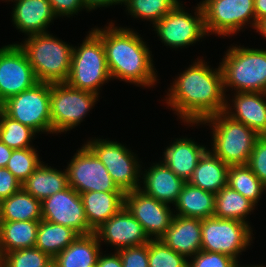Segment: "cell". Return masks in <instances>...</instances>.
Masks as SVG:
<instances>
[{"label":"cell","instance_id":"obj_31","mask_svg":"<svg viewBox=\"0 0 266 267\" xmlns=\"http://www.w3.org/2000/svg\"><path fill=\"white\" fill-rule=\"evenodd\" d=\"M255 206L248 198L226 185L215 194L213 216L221 219H233L250 225L246 217L254 212Z\"/></svg>","mask_w":266,"mask_h":267},{"label":"cell","instance_id":"obj_20","mask_svg":"<svg viewBox=\"0 0 266 267\" xmlns=\"http://www.w3.org/2000/svg\"><path fill=\"white\" fill-rule=\"evenodd\" d=\"M12 7V23L26 36L48 32V26L56 19L48 0H19Z\"/></svg>","mask_w":266,"mask_h":267},{"label":"cell","instance_id":"obj_47","mask_svg":"<svg viewBox=\"0 0 266 267\" xmlns=\"http://www.w3.org/2000/svg\"><path fill=\"white\" fill-rule=\"evenodd\" d=\"M255 30H256V33L259 32V34L262 35L263 37H265V39H266V18L263 20H260L257 23Z\"/></svg>","mask_w":266,"mask_h":267},{"label":"cell","instance_id":"obj_50","mask_svg":"<svg viewBox=\"0 0 266 267\" xmlns=\"http://www.w3.org/2000/svg\"><path fill=\"white\" fill-rule=\"evenodd\" d=\"M45 267H57L56 263L54 260H52L48 265H46Z\"/></svg>","mask_w":266,"mask_h":267},{"label":"cell","instance_id":"obj_30","mask_svg":"<svg viewBox=\"0 0 266 267\" xmlns=\"http://www.w3.org/2000/svg\"><path fill=\"white\" fill-rule=\"evenodd\" d=\"M78 236L79 234L70 227L41 219L35 247L54 259Z\"/></svg>","mask_w":266,"mask_h":267},{"label":"cell","instance_id":"obj_9","mask_svg":"<svg viewBox=\"0 0 266 267\" xmlns=\"http://www.w3.org/2000/svg\"><path fill=\"white\" fill-rule=\"evenodd\" d=\"M251 227L248 223L233 219L214 216L202 219L201 250L222 253L239 262V255L253 243Z\"/></svg>","mask_w":266,"mask_h":267},{"label":"cell","instance_id":"obj_28","mask_svg":"<svg viewBox=\"0 0 266 267\" xmlns=\"http://www.w3.org/2000/svg\"><path fill=\"white\" fill-rule=\"evenodd\" d=\"M40 221H0V258L11 251L35 247Z\"/></svg>","mask_w":266,"mask_h":267},{"label":"cell","instance_id":"obj_51","mask_svg":"<svg viewBox=\"0 0 266 267\" xmlns=\"http://www.w3.org/2000/svg\"><path fill=\"white\" fill-rule=\"evenodd\" d=\"M2 1H5V2H9V1H11V2H13V4L15 3V2H17V1H19V0H2Z\"/></svg>","mask_w":266,"mask_h":267},{"label":"cell","instance_id":"obj_5","mask_svg":"<svg viewBox=\"0 0 266 267\" xmlns=\"http://www.w3.org/2000/svg\"><path fill=\"white\" fill-rule=\"evenodd\" d=\"M199 124L208 125L212 130V147L209 150L214 155L228 166L247 165L259 137L255 131L233 120L224 112L217 113Z\"/></svg>","mask_w":266,"mask_h":267},{"label":"cell","instance_id":"obj_23","mask_svg":"<svg viewBox=\"0 0 266 267\" xmlns=\"http://www.w3.org/2000/svg\"><path fill=\"white\" fill-rule=\"evenodd\" d=\"M124 192L89 191L80 194L89 227L95 231L124 206Z\"/></svg>","mask_w":266,"mask_h":267},{"label":"cell","instance_id":"obj_46","mask_svg":"<svg viewBox=\"0 0 266 267\" xmlns=\"http://www.w3.org/2000/svg\"><path fill=\"white\" fill-rule=\"evenodd\" d=\"M13 149L9 148L0 140V168H5L9 161Z\"/></svg>","mask_w":266,"mask_h":267},{"label":"cell","instance_id":"obj_29","mask_svg":"<svg viewBox=\"0 0 266 267\" xmlns=\"http://www.w3.org/2000/svg\"><path fill=\"white\" fill-rule=\"evenodd\" d=\"M41 201L23 188L1 201V221H40Z\"/></svg>","mask_w":266,"mask_h":267},{"label":"cell","instance_id":"obj_44","mask_svg":"<svg viewBox=\"0 0 266 267\" xmlns=\"http://www.w3.org/2000/svg\"><path fill=\"white\" fill-rule=\"evenodd\" d=\"M82 3L88 12L100 7L106 8L116 5L112 0H82Z\"/></svg>","mask_w":266,"mask_h":267},{"label":"cell","instance_id":"obj_22","mask_svg":"<svg viewBox=\"0 0 266 267\" xmlns=\"http://www.w3.org/2000/svg\"><path fill=\"white\" fill-rule=\"evenodd\" d=\"M170 143L164 148L163 159L160 162L170 168L178 177L188 182L208 147L206 148L205 144L200 145L194 139L183 136L182 138H175Z\"/></svg>","mask_w":266,"mask_h":267},{"label":"cell","instance_id":"obj_17","mask_svg":"<svg viewBox=\"0 0 266 267\" xmlns=\"http://www.w3.org/2000/svg\"><path fill=\"white\" fill-rule=\"evenodd\" d=\"M94 233L100 244L104 242L106 245L113 246L116 252L123 248L147 244L150 241L142 225L125 206L97 228Z\"/></svg>","mask_w":266,"mask_h":267},{"label":"cell","instance_id":"obj_26","mask_svg":"<svg viewBox=\"0 0 266 267\" xmlns=\"http://www.w3.org/2000/svg\"><path fill=\"white\" fill-rule=\"evenodd\" d=\"M228 168L227 164L208 149L201 157L188 182L216 194L227 185Z\"/></svg>","mask_w":266,"mask_h":267},{"label":"cell","instance_id":"obj_36","mask_svg":"<svg viewBox=\"0 0 266 267\" xmlns=\"http://www.w3.org/2000/svg\"><path fill=\"white\" fill-rule=\"evenodd\" d=\"M53 259L36 247L23 248L4 254L0 267H45Z\"/></svg>","mask_w":266,"mask_h":267},{"label":"cell","instance_id":"obj_8","mask_svg":"<svg viewBox=\"0 0 266 267\" xmlns=\"http://www.w3.org/2000/svg\"><path fill=\"white\" fill-rule=\"evenodd\" d=\"M84 144L103 163L119 189L124 193L140 189L143 167L136 153L118 141L96 137Z\"/></svg>","mask_w":266,"mask_h":267},{"label":"cell","instance_id":"obj_2","mask_svg":"<svg viewBox=\"0 0 266 267\" xmlns=\"http://www.w3.org/2000/svg\"><path fill=\"white\" fill-rule=\"evenodd\" d=\"M108 26L92 28L104 45L107 67L111 79L148 88L158 83L152 51L143 36L133 28L117 27L109 22ZM156 70V71H155Z\"/></svg>","mask_w":266,"mask_h":267},{"label":"cell","instance_id":"obj_21","mask_svg":"<svg viewBox=\"0 0 266 267\" xmlns=\"http://www.w3.org/2000/svg\"><path fill=\"white\" fill-rule=\"evenodd\" d=\"M202 219L174 215L160 240L175 252L188 258L201 250Z\"/></svg>","mask_w":266,"mask_h":267},{"label":"cell","instance_id":"obj_37","mask_svg":"<svg viewBox=\"0 0 266 267\" xmlns=\"http://www.w3.org/2000/svg\"><path fill=\"white\" fill-rule=\"evenodd\" d=\"M149 267H188V259L166 246L160 239L148 242Z\"/></svg>","mask_w":266,"mask_h":267},{"label":"cell","instance_id":"obj_53","mask_svg":"<svg viewBox=\"0 0 266 267\" xmlns=\"http://www.w3.org/2000/svg\"><path fill=\"white\" fill-rule=\"evenodd\" d=\"M1 111H2V106H1V104H0V115H1Z\"/></svg>","mask_w":266,"mask_h":267},{"label":"cell","instance_id":"obj_45","mask_svg":"<svg viewBox=\"0 0 266 267\" xmlns=\"http://www.w3.org/2000/svg\"><path fill=\"white\" fill-rule=\"evenodd\" d=\"M256 26L260 20L266 18V0H254Z\"/></svg>","mask_w":266,"mask_h":267},{"label":"cell","instance_id":"obj_38","mask_svg":"<svg viewBox=\"0 0 266 267\" xmlns=\"http://www.w3.org/2000/svg\"><path fill=\"white\" fill-rule=\"evenodd\" d=\"M237 261L225 254L200 250L188 261V267H233Z\"/></svg>","mask_w":266,"mask_h":267},{"label":"cell","instance_id":"obj_3","mask_svg":"<svg viewBox=\"0 0 266 267\" xmlns=\"http://www.w3.org/2000/svg\"><path fill=\"white\" fill-rule=\"evenodd\" d=\"M19 46L24 50L38 82L63 83L69 76L73 46L50 34L28 36Z\"/></svg>","mask_w":266,"mask_h":267},{"label":"cell","instance_id":"obj_15","mask_svg":"<svg viewBox=\"0 0 266 267\" xmlns=\"http://www.w3.org/2000/svg\"><path fill=\"white\" fill-rule=\"evenodd\" d=\"M124 206L142 225L150 240L160 239L174 216L171 205L156 200L140 189L124 194Z\"/></svg>","mask_w":266,"mask_h":267},{"label":"cell","instance_id":"obj_11","mask_svg":"<svg viewBox=\"0 0 266 267\" xmlns=\"http://www.w3.org/2000/svg\"><path fill=\"white\" fill-rule=\"evenodd\" d=\"M199 3L208 36L215 34L226 38L237 35L248 24L256 29L254 0H202Z\"/></svg>","mask_w":266,"mask_h":267},{"label":"cell","instance_id":"obj_34","mask_svg":"<svg viewBox=\"0 0 266 267\" xmlns=\"http://www.w3.org/2000/svg\"><path fill=\"white\" fill-rule=\"evenodd\" d=\"M180 0H128L126 7L131 18L146 20L152 26L170 12Z\"/></svg>","mask_w":266,"mask_h":267},{"label":"cell","instance_id":"obj_24","mask_svg":"<svg viewBox=\"0 0 266 267\" xmlns=\"http://www.w3.org/2000/svg\"><path fill=\"white\" fill-rule=\"evenodd\" d=\"M101 245L95 233L79 235L53 260L57 267H96Z\"/></svg>","mask_w":266,"mask_h":267},{"label":"cell","instance_id":"obj_40","mask_svg":"<svg viewBox=\"0 0 266 267\" xmlns=\"http://www.w3.org/2000/svg\"><path fill=\"white\" fill-rule=\"evenodd\" d=\"M123 267H149L148 243L123 248L117 251Z\"/></svg>","mask_w":266,"mask_h":267},{"label":"cell","instance_id":"obj_13","mask_svg":"<svg viewBox=\"0 0 266 267\" xmlns=\"http://www.w3.org/2000/svg\"><path fill=\"white\" fill-rule=\"evenodd\" d=\"M66 173L68 185L79 194L89 191L123 192L114 183L103 163L85 144L78 148L67 163Z\"/></svg>","mask_w":266,"mask_h":267},{"label":"cell","instance_id":"obj_25","mask_svg":"<svg viewBox=\"0 0 266 267\" xmlns=\"http://www.w3.org/2000/svg\"><path fill=\"white\" fill-rule=\"evenodd\" d=\"M64 171L51 167L48 164H41L22 183V188L41 202L51 195L66 189L68 178L66 169Z\"/></svg>","mask_w":266,"mask_h":267},{"label":"cell","instance_id":"obj_49","mask_svg":"<svg viewBox=\"0 0 266 267\" xmlns=\"http://www.w3.org/2000/svg\"><path fill=\"white\" fill-rule=\"evenodd\" d=\"M116 5H123L125 4L128 0H112Z\"/></svg>","mask_w":266,"mask_h":267},{"label":"cell","instance_id":"obj_35","mask_svg":"<svg viewBox=\"0 0 266 267\" xmlns=\"http://www.w3.org/2000/svg\"><path fill=\"white\" fill-rule=\"evenodd\" d=\"M39 151L35 148L15 149L7 162V168L21 184L35 171L41 164Z\"/></svg>","mask_w":266,"mask_h":267},{"label":"cell","instance_id":"obj_48","mask_svg":"<svg viewBox=\"0 0 266 267\" xmlns=\"http://www.w3.org/2000/svg\"><path fill=\"white\" fill-rule=\"evenodd\" d=\"M238 263H239V264H238ZM233 267H266V266H264V265H262V264H261V265H260V264H259V265H251V266H250V265H246V266L243 265V266H241V265H240V261H239V262H236L235 265H234Z\"/></svg>","mask_w":266,"mask_h":267},{"label":"cell","instance_id":"obj_1","mask_svg":"<svg viewBox=\"0 0 266 267\" xmlns=\"http://www.w3.org/2000/svg\"><path fill=\"white\" fill-rule=\"evenodd\" d=\"M211 66L197 58L174 78L164 98L167 107L187 125L200 126L203 120L224 112L226 98L223 73L220 67Z\"/></svg>","mask_w":266,"mask_h":267},{"label":"cell","instance_id":"obj_18","mask_svg":"<svg viewBox=\"0 0 266 267\" xmlns=\"http://www.w3.org/2000/svg\"><path fill=\"white\" fill-rule=\"evenodd\" d=\"M233 95L232 100L226 98L224 113L248 126L259 136L266 135V93L236 92Z\"/></svg>","mask_w":266,"mask_h":267},{"label":"cell","instance_id":"obj_27","mask_svg":"<svg viewBox=\"0 0 266 267\" xmlns=\"http://www.w3.org/2000/svg\"><path fill=\"white\" fill-rule=\"evenodd\" d=\"M214 205L215 194L186 182L173 205L176 209L173 211L177 216L205 219L213 217Z\"/></svg>","mask_w":266,"mask_h":267},{"label":"cell","instance_id":"obj_4","mask_svg":"<svg viewBox=\"0 0 266 267\" xmlns=\"http://www.w3.org/2000/svg\"><path fill=\"white\" fill-rule=\"evenodd\" d=\"M221 60L219 64L223 73L225 93L231 89H234V93H266L265 49L232 45Z\"/></svg>","mask_w":266,"mask_h":267},{"label":"cell","instance_id":"obj_16","mask_svg":"<svg viewBox=\"0 0 266 267\" xmlns=\"http://www.w3.org/2000/svg\"><path fill=\"white\" fill-rule=\"evenodd\" d=\"M41 209L45 221L70 227L79 235L94 233L88 225L80 194L70 186L44 199Z\"/></svg>","mask_w":266,"mask_h":267},{"label":"cell","instance_id":"obj_52","mask_svg":"<svg viewBox=\"0 0 266 267\" xmlns=\"http://www.w3.org/2000/svg\"><path fill=\"white\" fill-rule=\"evenodd\" d=\"M0 221H1V201H0Z\"/></svg>","mask_w":266,"mask_h":267},{"label":"cell","instance_id":"obj_32","mask_svg":"<svg viewBox=\"0 0 266 267\" xmlns=\"http://www.w3.org/2000/svg\"><path fill=\"white\" fill-rule=\"evenodd\" d=\"M227 185L252 201L256 206L266 193V186L247 165L229 166Z\"/></svg>","mask_w":266,"mask_h":267},{"label":"cell","instance_id":"obj_10","mask_svg":"<svg viewBox=\"0 0 266 267\" xmlns=\"http://www.w3.org/2000/svg\"><path fill=\"white\" fill-rule=\"evenodd\" d=\"M2 111L37 134H52L50 116V83L38 82L32 88L8 98Z\"/></svg>","mask_w":266,"mask_h":267},{"label":"cell","instance_id":"obj_42","mask_svg":"<svg viewBox=\"0 0 266 267\" xmlns=\"http://www.w3.org/2000/svg\"><path fill=\"white\" fill-rule=\"evenodd\" d=\"M21 188V182L7 168H0V201L9 198Z\"/></svg>","mask_w":266,"mask_h":267},{"label":"cell","instance_id":"obj_41","mask_svg":"<svg viewBox=\"0 0 266 267\" xmlns=\"http://www.w3.org/2000/svg\"><path fill=\"white\" fill-rule=\"evenodd\" d=\"M51 4L52 10L58 17H68L74 16L80 11L86 9L82 3V0H48Z\"/></svg>","mask_w":266,"mask_h":267},{"label":"cell","instance_id":"obj_33","mask_svg":"<svg viewBox=\"0 0 266 267\" xmlns=\"http://www.w3.org/2000/svg\"><path fill=\"white\" fill-rule=\"evenodd\" d=\"M35 135L37 136V133L30 127L13 120L1 111L0 140L9 148L15 150L34 147L31 143L35 140Z\"/></svg>","mask_w":266,"mask_h":267},{"label":"cell","instance_id":"obj_39","mask_svg":"<svg viewBox=\"0 0 266 267\" xmlns=\"http://www.w3.org/2000/svg\"><path fill=\"white\" fill-rule=\"evenodd\" d=\"M247 166L266 186V135L257 138Z\"/></svg>","mask_w":266,"mask_h":267},{"label":"cell","instance_id":"obj_19","mask_svg":"<svg viewBox=\"0 0 266 267\" xmlns=\"http://www.w3.org/2000/svg\"><path fill=\"white\" fill-rule=\"evenodd\" d=\"M140 190L156 200L172 206L176 203L186 181L178 177L160 161L152 163L148 169L141 170Z\"/></svg>","mask_w":266,"mask_h":267},{"label":"cell","instance_id":"obj_6","mask_svg":"<svg viewBox=\"0 0 266 267\" xmlns=\"http://www.w3.org/2000/svg\"><path fill=\"white\" fill-rule=\"evenodd\" d=\"M111 79L101 37L91 28L80 46H73L72 62L66 83L74 88L100 95Z\"/></svg>","mask_w":266,"mask_h":267},{"label":"cell","instance_id":"obj_7","mask_svg":"<svg viewBox=\"0 0 266 267\" xmlns=\"http://www.w3.org/2000/svg\"><path fill=\"white\" fill-rule=\"evenodd\" d=\"M99 95L83 91L66 82L50 84L52 134L70 131L81 122L99 100Z\"/></svg>","mask_w":266,"mask_h":267},{"label":"cell","instance_id":"obj_43","mask_svg":"<svg viewBox=\"0 0 266 267\" xmlns=\"http://www.w3.org/2000/svg\"><path fill=\"white\" fill-rule=\"evenodd\" d=\"M96 267H123L121 257L118 252L104 254L100 253Z\"/></svg>","mask_w":266,"mask_h":267},{"label":"cell","instance_id":"obj_14","mask_svg":"<svg viewBox=\"0 0 266 267\" xmlns=\"http://www.w3.org/2000/svg\"><path fill=\"white\" fill-rule=\"evenodd\" d=\"M38 83L24 50L18 43L0 48V104Z\"/></svg>","mask_w":266,"mask_h":267},{"label":"cell","instance_id":"obj_12","mask_svg":"<svg viewBox=\"0 0 266 267\" xmlns=\"http://www.w3.org/2000/svg\"><path fill=\"white\" fill-rule=\"evenodd\" d=\"M197 6V7H196ZM195 6L194 15L180 1L170 12L152 27L159 40L169 48H188L207 35L202 7ZM195 43V44H194Z\"/></svg>","mask_w":266,"mask_h":267}]
</instances>
